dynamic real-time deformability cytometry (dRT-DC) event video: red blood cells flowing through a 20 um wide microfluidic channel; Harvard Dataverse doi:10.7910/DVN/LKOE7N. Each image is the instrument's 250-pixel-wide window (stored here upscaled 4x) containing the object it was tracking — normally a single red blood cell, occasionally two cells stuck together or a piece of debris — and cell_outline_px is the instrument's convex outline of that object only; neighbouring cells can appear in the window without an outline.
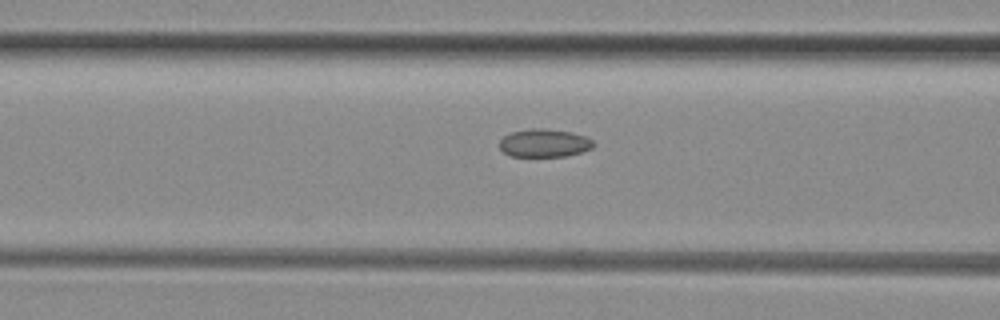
{"species": "common noctule bat (a hibernating species)", "species_latin": "Nyctalus noctula", "temperature_condition": "room temperature", "stored_images_in_passage": 22, "camera_frame_rate_fps": 3000, "um_per_image_px": 0.085, "animal": {"sex": "female", "body_mass_g": 29.2, "forearm_length_mm": 56.3}, "frame": {"image": 1, "passage_image": 7, "time_ms": 2.0, "image_size_px": [1000, 320], "cell_outline_px": [[596, 144], [592, 148], [568, 156], [512, 156], [504, 152], [500, 148], [500, 140], [504, 136], [512, 132], [532, 128], [540, 128], [572, 132], [584, 136], [592, 140]], "centroid_in_image_um": [46.28, 12.16], "position_along_channel_um": 120.3, "area_um2": 15.26}}
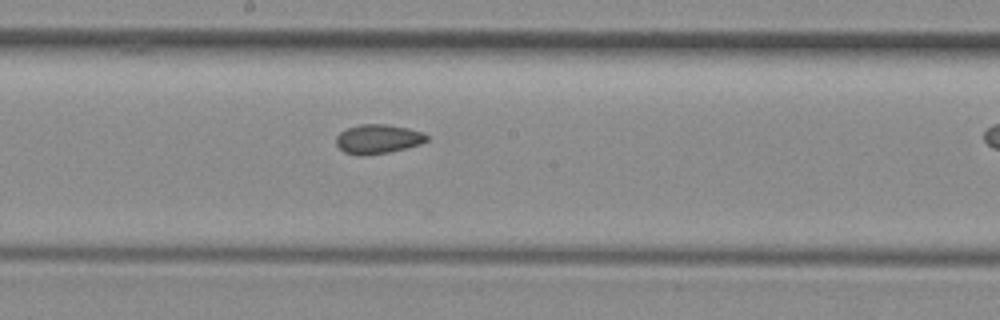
{"frame": {"image": 2, "passage_image": 14, "time_ms": 4.333, "image_size_px": [1000, 320], "cell_outline_px": [[428, 140], [420, 144], [388, 152], [364, 156], [356, 156], [344, 152], [336, 144], [336, 136], [340, 132], [348, 128], [360, 124], [384, 124], [408, 128], [424, 132], [428, 136]], "centroid_in_image_um": [32.11, 11.82], "position_along_channel_um": 216.1, "area_um2": 15.49}}
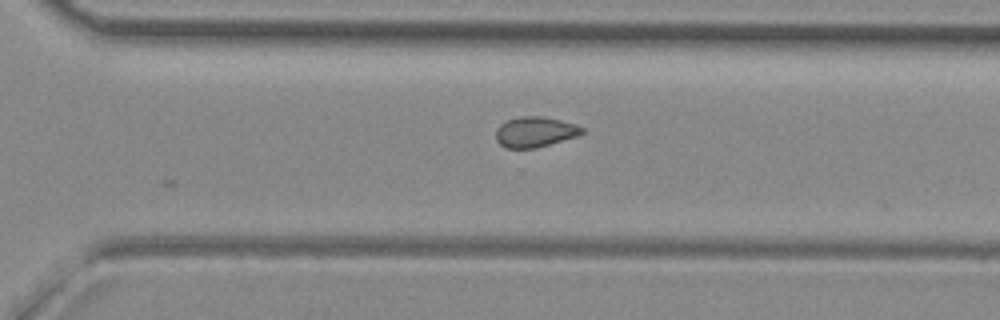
{"frame": {"image": 3, "passage_image": 22, "time_ms": 7.0, "image_size_px": [1000, 320], "cell_outline_px": [[584, 132], [580, 136], [536, 148], [504, 148], [496, 140], [496, 128], [500, 124], [508, 120], [520, 116], [540, 116], [560, 120], [576, 124], [584, 128]], "centroid_in_image_um": [45.5, 11.22], "position_along_channel_um": 325.1, "area_um2": 15.43}}